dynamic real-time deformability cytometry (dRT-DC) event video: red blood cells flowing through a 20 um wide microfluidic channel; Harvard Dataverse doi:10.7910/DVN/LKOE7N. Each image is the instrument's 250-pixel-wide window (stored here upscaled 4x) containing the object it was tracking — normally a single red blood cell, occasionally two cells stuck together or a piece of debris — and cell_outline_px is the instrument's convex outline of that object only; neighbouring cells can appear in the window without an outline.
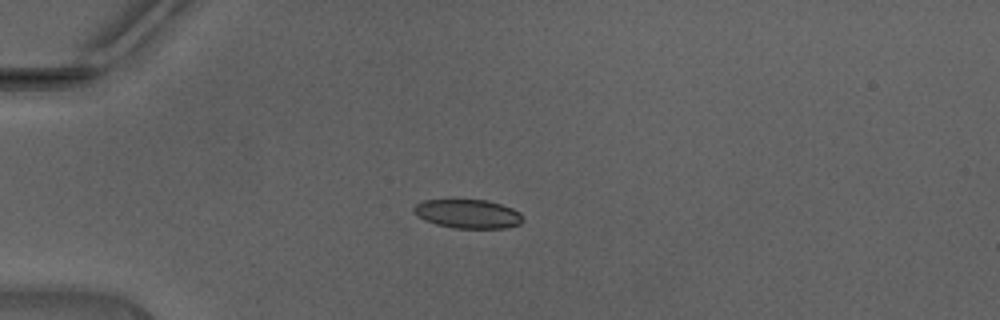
{"species": "Egyptian fruit bat (a non-hibernating species)", "species_latin": "Rousettus aegyptiacus", "temperature_condition": "warm", "stored_images_in_passage": 35, "camera_frame_rate_fps": 3000, "um_per_image_px": 0.085, "animal": {"sex": "male"}, "frame": {"image": 1, "passage_image": 1, "time_ms": 0.0, "image_size_px": [1000, 320], "cell_outline_px": [[524, 220], [520, 224], [504, 228], [456, 228], [436, 224], [424, 220], [412, 212], [412, 208], [416, 204], [424, 200], [488, 200], [512, 208], [520, 212]], "centroid_in_image_um": [39.77, 18.18], "position_along_channel_um": 45.2, "area_um2": 18.38}}
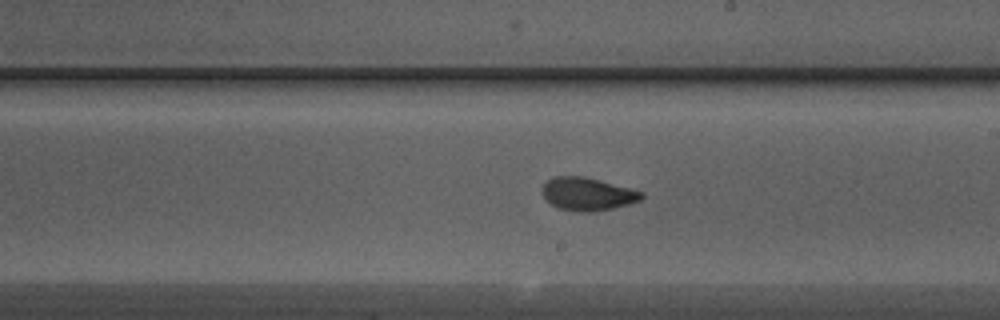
{"frame": {"image": 2, "passage_image": 16, "time_ms": 5.0, "image_size_px": [1000, 320], "cell_outline_px": [[644, 196], [640, 200], [628, 204], [596, 212], [576, 212], [560, 208], [552, 204], [540, 192], [544, 184], [548, 180], [556, 176], [584, 176], [600, 180], [644, 192]], "centroid_in_image_um": [49.94, 16.49], "position_along_channel_um": 239.1, "area_um2": 19.02}}
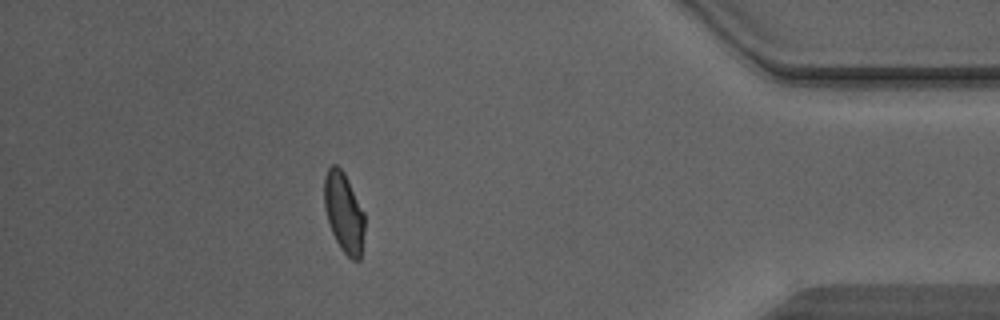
{"frame": {"image": 3, "passage_image": 30, "time_ms": 9.667, "image_size_px": [1000, 320], "cell_outline_px": [[364, 232], [360, 260], [352, 260], [340, 248], [332, 232], [324, 208], [324, 176], [328, 168], [332, 164], [336, 164], [344, 172], [364, 212]], "centroid_in_image_um": [29.22, 18.05], "position_along_channel_um": 406.0, "area_um2": 18.79}, "authors_computed_cell_mechanics": {"area_um2": 19.1318, "velocity_mm_per_s": 4.4543, "shape_relaxation_time_tau1_ms": 5.1054, "shape_relaxation_time_tau2_ms": 1.0374, "deformation_change_tau1": 0.1465, "deformation_change_tau2": 0.0497}}